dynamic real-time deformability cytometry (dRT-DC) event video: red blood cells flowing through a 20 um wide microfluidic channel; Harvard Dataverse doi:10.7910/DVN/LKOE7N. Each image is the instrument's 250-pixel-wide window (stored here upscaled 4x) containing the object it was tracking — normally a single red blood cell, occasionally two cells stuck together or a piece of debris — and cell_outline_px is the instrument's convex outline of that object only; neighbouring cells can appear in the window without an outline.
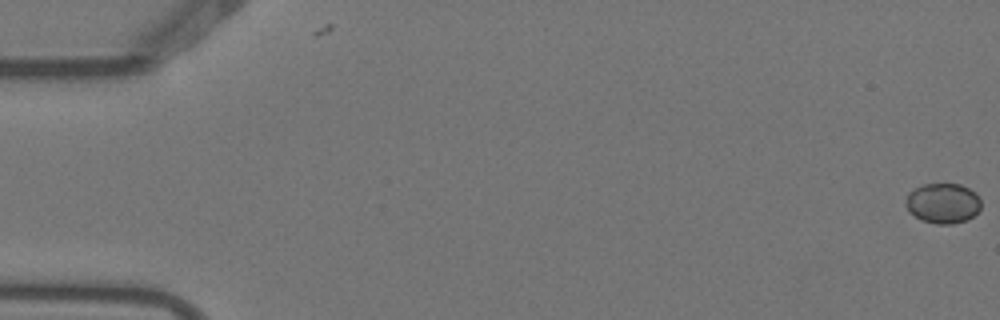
{"species": "Egyptian fruit bat (a non-hibernating species)", "species_latin": "Rousettus aegyptiacus", "temperature_condition": "warm", "stored_images_in_passage": 4, "camera_frame_rate_fps": 3000, "um_per_image_px": 0.085, "animal": {"sex": "female"}, "frame": {"image": 1, "passage_image": 1, "time_ms": 0.0, "image_size_px": [1000, 320], "cell_outline_px": [[980, 208], [972, 216], [964, 220], [952, 224], [936, 224], [924, 220], [908, 212], [904, 204], [908, 192], [912, 188], [924, 184], [960, 184], [976, 192], [980, 200]], "centroid_in_image_um": [80.1, 17.25], "position_along_channel_um": 4.9, "area_um2": 17.63}}